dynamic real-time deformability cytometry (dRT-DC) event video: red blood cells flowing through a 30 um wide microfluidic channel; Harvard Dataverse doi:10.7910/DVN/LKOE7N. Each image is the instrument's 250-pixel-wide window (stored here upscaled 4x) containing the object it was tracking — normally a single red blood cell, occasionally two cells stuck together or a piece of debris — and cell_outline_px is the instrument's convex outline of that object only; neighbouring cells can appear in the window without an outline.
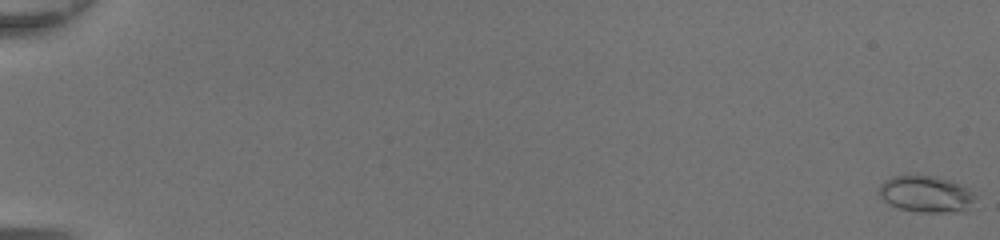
{"species": "common noctule bat (a hibernating species)", "species_latin": "Nyctalus noctula", "temperature_condition": "room temperature", "stored_images_in_passage": 50, "camera_frame_rate_fps": 3000, "um_per_image_px": 0.085, "animal": {"sex": "female", "body_mass_g": 20.0, "forearm_length_mm": 54.0}, "frame": {"image": 1, "passage_image": 1, "time_ms": 0.0, "image_size_px": [1000, 240], "cell_outline_px": [[976, 196], [964, 208], [952, 212], [920, 212], [900, 208], [888, 204], [880, 196], [880, 184], [884, 180], [892, 176], [936, 176], [960, 184], [968, 188]], "centroid_in_image_um": [78.65, 16.48], "position_along_channel_um": 6.3, "area_um2": 19.94}}
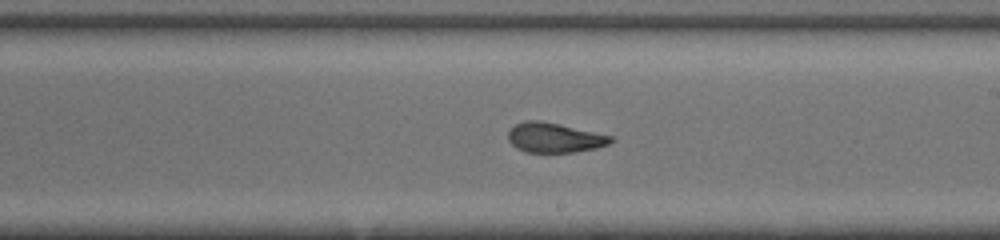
{"frame": {"image": 2, "passage_image": 32, "time_ms": 10.333, "image_size_px": [1000, 240], "cell_outline_px": [[616, 140], [608, 144], [596, 148], [572, 152], [524, 152], [516, 148], [508, 140], [508, 132], [516, 124], [524, 120], [540, 120], [560, 124], [612, 136]], "centroid_in_image_um": [47.12, 11.7], "position_along_channel_um": 241.9, "area_um2": 17.8}}
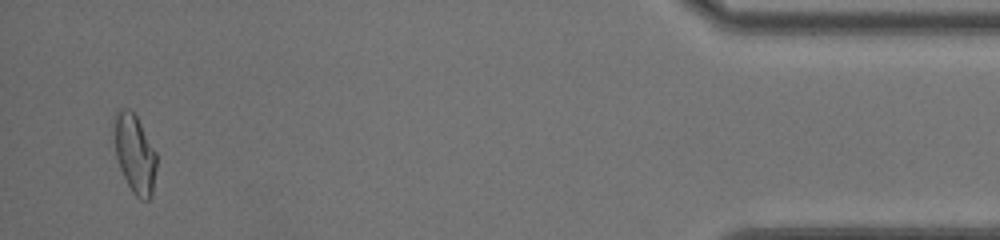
{"frame": {"image": 3, "passage_image": 49, "time_ms": 16.0, "image_size_px": [1000, 240], "cell_outline_px": [[156, 168], [152, 196], [148, 200], [140, 200], [132, 192], [120, 168], [116, 156], [112, 116], [116, 108], [128, 108], [136, 116], [156, 152]], "centroid_in_image_um": [11.42, 13.03], "position_along_channel_um": 423.8, "area_um2": 19.65}, "authors_computed_cell_mechanics": {"area_um2": 19.1029, "velocity_mm_per_s": 4.3946, "shape_relaxation_time_tau1_ms": 6.5521, "shape_relaxation_time_tau2_ms": 1.0666, "deformation_change_tau1": 0.2509, "deformation_change_tau2": 0.0819}}